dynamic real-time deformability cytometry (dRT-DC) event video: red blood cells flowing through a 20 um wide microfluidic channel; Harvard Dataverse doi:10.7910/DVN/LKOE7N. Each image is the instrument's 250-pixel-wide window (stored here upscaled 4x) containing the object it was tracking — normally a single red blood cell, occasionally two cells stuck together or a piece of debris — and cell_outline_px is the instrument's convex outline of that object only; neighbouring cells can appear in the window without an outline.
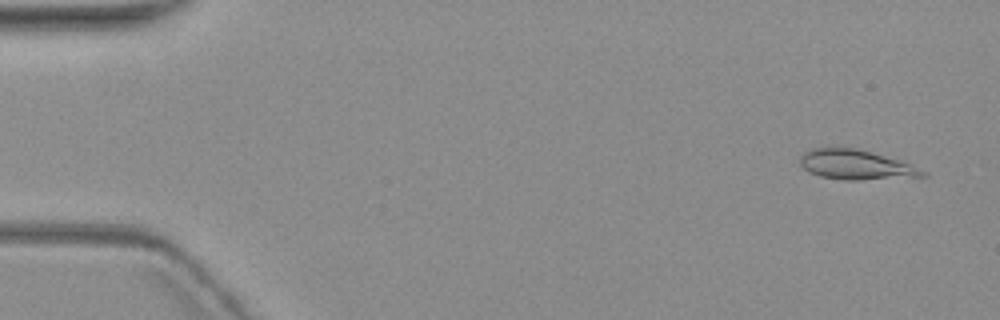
{"species": "common noctule bat (a hibernating species)", "species_latin": "Nyctalus noctula", "temperature_condition": "warm", "stored_images_in_passage": 5, "camera_frame_rate_fps": 3000, "um_per_image_px": 0.085, "animal": {"sex": "female", "body_mass_g": 19.3, "forearm_length_mm": 54.1}, "frame": {"image": 1, "passage_image": 1, "time_ms": 0.0, "image_size_px": [1000, 320], "cell_outline_px": [[928, 176], [860, 180], [844, 180], [820, 176], [808, 172], [800, 164], [800, 156], [804, 152], [812, 148], [856, 148], [872, 152], [900, 160], [928, 172]], "centroid_in_image_um": [72.76, 14.01], "position_along_channel_um": 12.2, "area_um2": 21.27}}